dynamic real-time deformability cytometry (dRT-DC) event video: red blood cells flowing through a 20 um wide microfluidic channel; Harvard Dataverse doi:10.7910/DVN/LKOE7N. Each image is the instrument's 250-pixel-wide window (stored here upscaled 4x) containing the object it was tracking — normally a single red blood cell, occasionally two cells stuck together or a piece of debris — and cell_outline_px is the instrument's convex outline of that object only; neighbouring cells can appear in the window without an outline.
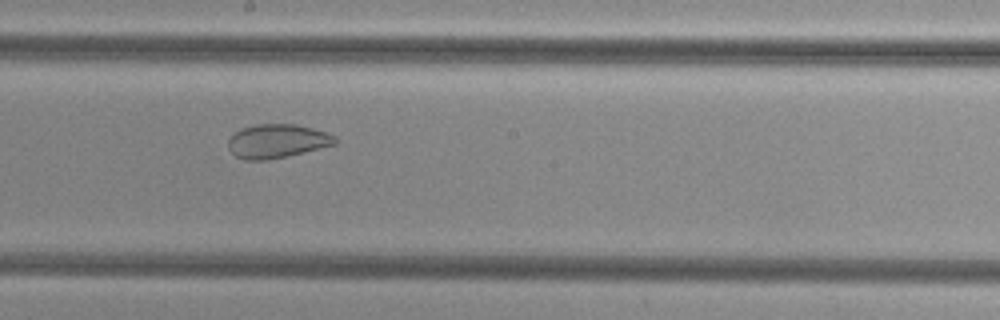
{"species": "common noctule bat (a hibernating species)", "species_latin": "Nyctalus noctula", "temperature_condition": "cold", "stored_images_in_passage": 36, "camera_frame_rate_fps": 3000, "um_per_image_px": 0.085, "animal": {"sex": "female", "body_mass_g": 29.2, "forearm_length_mm": 56.3}, "frame": {"image": 1, "passage_image": 13, "time_ms": 4.0, "image_size_px": [1000, 320], "cell_outline_px": [[336, 144], [288, 156], [268, 160], [244, 160], [236, 156], [228, 148], [228, 140], [240, 128], [256, 124], [296, 124], [312, 128], [336, 136]], "centroid_in_image_um": [23.54, 11.99], "position_along_channel_um": 224.7, "area_um2": 21.04}}
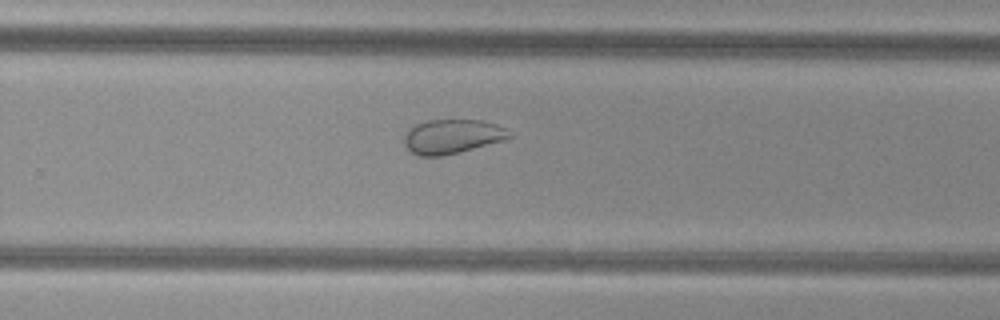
{"frame": {"image": 2, "passage_image": 18, "time_ms": 5.667, "image_size_px": [1000, 320], "cell_outline_px": [[512, 136], [508, 140], [460, 152], [440, 156], [420, 156], [412, 152], [404, 144], [404, 136], [416, 124], [428, 120], [480, 120], [496, 124], [504, 128]], "centroid_in_image_um": [38.47, 11.61], "position_along_channel_um": 291.3, "area_um2": 20.92}}
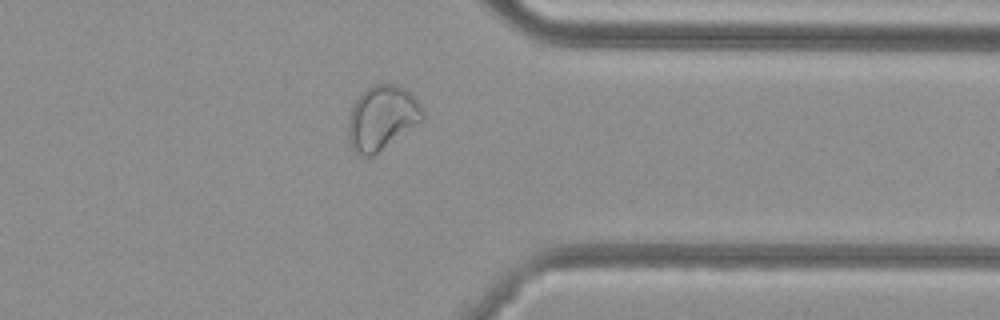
{"frame": {"image": 3, "passage_image": 25, "time_ms": 8.0, "image_size_px": [1000, 320], "cell_outline_px": [[424, 120], [420, 124], [372, 156], [360, 156], [348, 144], [348, 120], [352, 108], [356, 100], [372, 84], [384, 80], [396, 84], [404, 88], [420, 104], [424, 112]], "centroid_in_image_um": [32.48, 10.0], "position_along_channel_um": 378.9, "area_um2": 28.26}}